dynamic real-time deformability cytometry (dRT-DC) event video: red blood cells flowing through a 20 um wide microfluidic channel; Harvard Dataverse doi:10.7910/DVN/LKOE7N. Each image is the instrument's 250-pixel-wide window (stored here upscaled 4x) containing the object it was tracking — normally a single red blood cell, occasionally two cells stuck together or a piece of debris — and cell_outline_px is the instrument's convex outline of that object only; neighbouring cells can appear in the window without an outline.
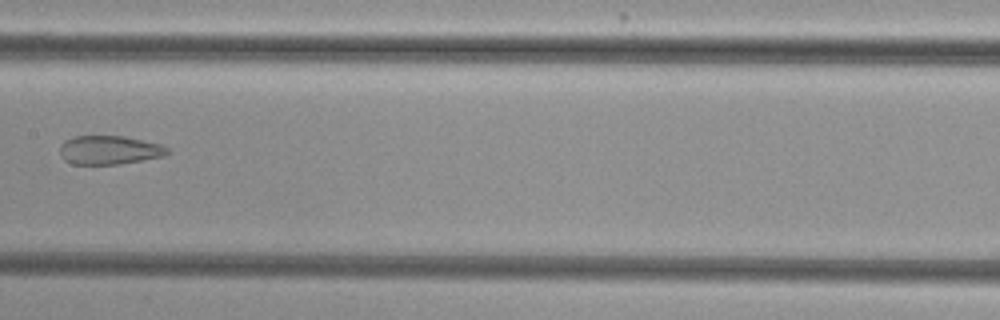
{"species": "common noctule bat (a hibernating species)", "species_latin": "Nyctalus noctula", "temperature_condition": "cold", "stored_images_in_passage": 7, "camera_frame_rate_fps": 3000, "um_per_image_px": 0.085, "animal": {"sex": "female", "body_mass_g": 29.2, "forearm_length_mm": 56.3}, "frame": {"image": 1, "passage_image": 7, "time_ms": 7.0, "image_size_px": [1000, 320], "cell_outline_px": [[168, 152], [164, 156], [120, 164], [72, 164], [64, 160], [60, 156], [60, 144], [64, 140], [72, 136], [124, 136], [160, 144], [168, 148]], "centroid_in_image_um": [9.24, 12.75], "position_along_channel_um": 198.2, "area_um2": 18.09}}